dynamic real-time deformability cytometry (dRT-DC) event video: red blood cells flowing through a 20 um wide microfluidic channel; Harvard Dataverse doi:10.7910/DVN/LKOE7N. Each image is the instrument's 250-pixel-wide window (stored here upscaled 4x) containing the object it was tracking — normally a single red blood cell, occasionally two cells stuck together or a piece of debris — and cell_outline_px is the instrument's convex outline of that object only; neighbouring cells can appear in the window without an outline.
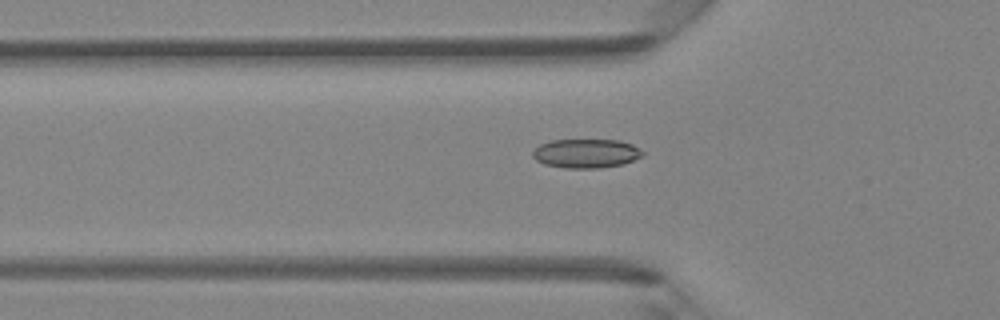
{"species": "Egyptian fruit bat (a non-hibernating species)", "species_latin": "Rousettus aegyptiacus", "temperature_condition": "room temperature", "stored_images_in_passage": 33, "camera_frame_rate_fps": 3000, "um_per_image_px": 0.085, "animal": {"sex": "female"}, "frame": {"image": 1, "passage_image": 5, "time_ms": 1.333, "image_size_px": [1000, 320], "cell_outline_px": [[644, 156], [624, 164], [600, 168], [564, 168], [544, 164], [536, 160], [532, 156], [532, 152], [540, 144], [552, 140], [620, 140], [632, 144], [640, 148], [644, 152]], "centroid_in_image_um": [49.85, 13.04], "position_along_channel_um": 76.0, "area_um2": 18.79}}
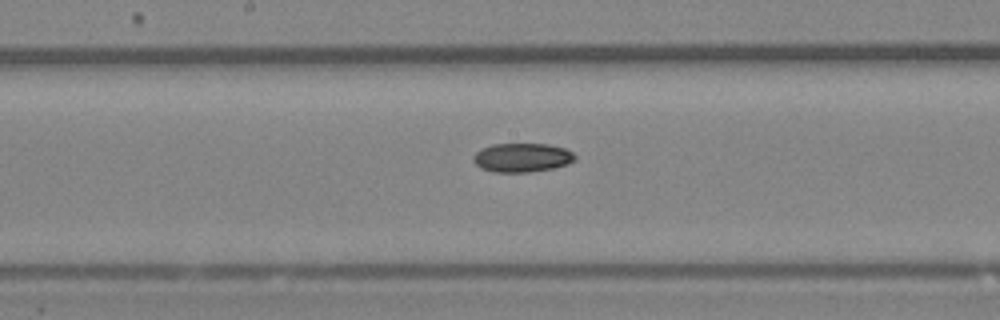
{"frame": {"image": 2, "passage_image": 14, "time_ms": 4.333, "image_size_px": [1000, 320], "cell_outline_px": [[576, 160], [568, 164], [552, 168], [528, 172], [492, 172], [480, 168], [472, 160], [472, 156], [480, 148], [492, 144], [548, 144], [564, 148], [572, 152], [576, 156]], "centroid_in_image_um": [44.35, 13.39], "position_along_channel_um": 203.9, "area_um2": 17.28}}
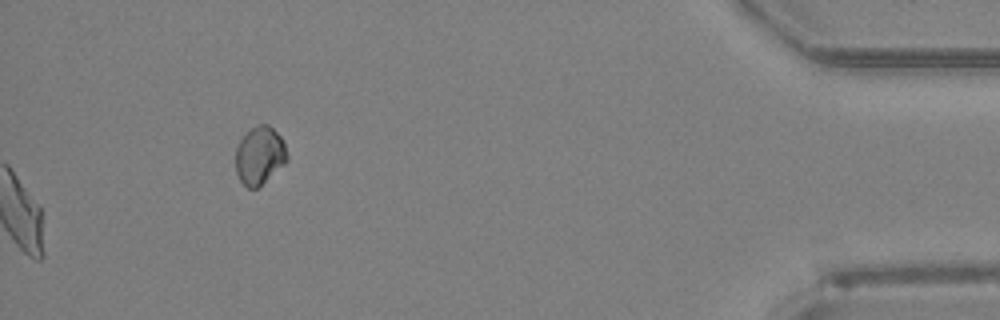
{"frame": {"image": 3, "passage_image": 33, "time_ms": 10.667, "image_size_px": [1000, 320], "cell_outline_px": [[288, 160], [284, 164], [256, 188], [248, 188], [240, 180], [236, 172], [236, 148], [240, 140], [256, 124], [268, 124], [280, 136], [284, 144], [288, 156]], "centroid_in_image_um": [22.06, 13.2], "position_along_channel_um": 413.1, "area_um2": 17.05}}